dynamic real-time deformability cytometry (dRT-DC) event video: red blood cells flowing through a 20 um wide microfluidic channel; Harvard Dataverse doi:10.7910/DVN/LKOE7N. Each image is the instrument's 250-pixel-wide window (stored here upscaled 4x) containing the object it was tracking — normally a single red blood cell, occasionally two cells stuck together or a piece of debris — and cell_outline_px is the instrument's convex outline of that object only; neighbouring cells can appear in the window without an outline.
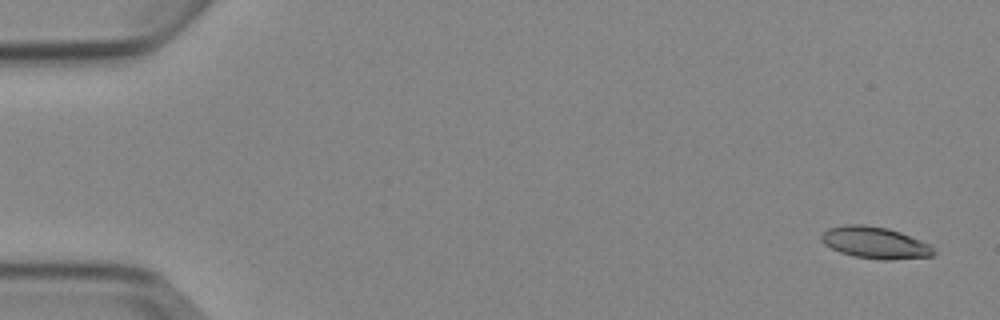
{"species": "Egyptian fruit bat (a non-hibernating species)", "species_latin": "Rousettus aegyptiacus", "temperature_condition": "cold", "stored_images_in_passage": 5, "camera_frame_rate_fps": 3000, "um_per_image_px": 0.085, "animal": {"sex": "female"}, "frame": {"image": 1, "passage_image": 1, "time_ms": 0.0, "image_size_px": [1000, 320], "cell_outline_px": [[936, 252], [932, 256], [888, 260], [884, 260], [856, 256], [840, 252], [824, 244], [820, 240], [820, 236], [828, 228], [848, 224], [864, 224], [888, 228], [900, 232], [932, 244]], "centroid_in_image_um": [74.41, 20.62], "position_along_channel_um": 10.6, "area_um2": 20.81}}
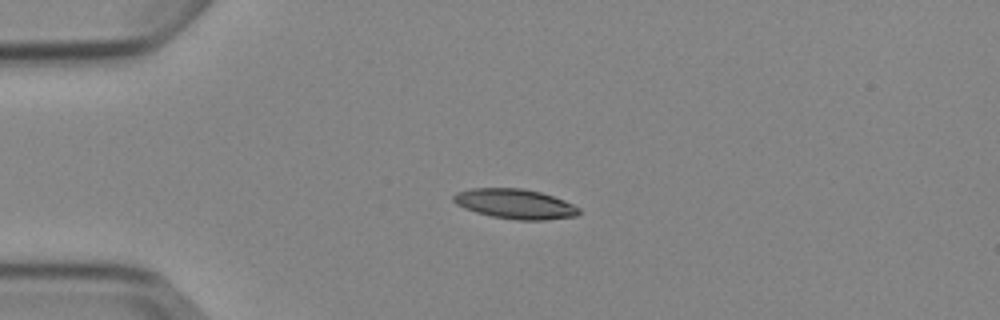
{"frame": {"image": 2, "passage_image": 4, "time_ms": 3.667, "image_size_px": [1000, 320], "cell_outline_px": [[580, 212], [576, 216], [544, 220], [516, 220], [492, 216], [476, 212], [464, 208], [456, 204], [452, 200], [452, 196], [456, 192], [472, 188], [524, 188], [540, 192], [564, 200], [580, 208]], "centroid_in_image_um": [43.76, 17.33], "position_along_channel_um": 41.2, "area_um2": 21.85}}